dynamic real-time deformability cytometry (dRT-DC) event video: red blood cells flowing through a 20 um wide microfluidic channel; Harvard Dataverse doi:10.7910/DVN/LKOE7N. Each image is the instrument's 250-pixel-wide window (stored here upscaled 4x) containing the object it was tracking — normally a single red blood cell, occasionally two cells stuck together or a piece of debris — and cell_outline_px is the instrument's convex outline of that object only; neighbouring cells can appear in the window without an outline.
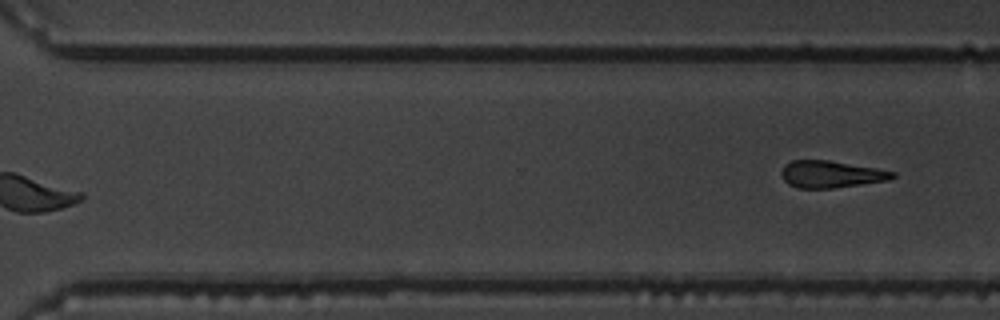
{"species": "common noctule bat (a hibernating species)", "species_latin": "Nyctalus noctula", "temperature_condition": "warm", "stored_images_in_passage": 10, "segment_of_instrument_passage": [2, 2], "camera_frame_rate_fps": 3000, "um_per_image_px": 0.085, "animal": {"sex": "male", "body_mass_g": 19.5, "forearm_length_mm": 54.6}, "frame": {"image": 1, "passage_image": 10, "time_ms": 3.0, "image_size_px": [1000, 320], "cell_outline_px": [[896, 176], [888, 180], [832, 188], [796, 188], [788, 184], [784, 180], [780, 172], [784, 164], [792, 160], [828, 160], [876, 168], [896, 172]], "centroid_in_image_um": [70.6, 14.8], "position_along_channel_um": 300.0, "area_um2": 17.46}}